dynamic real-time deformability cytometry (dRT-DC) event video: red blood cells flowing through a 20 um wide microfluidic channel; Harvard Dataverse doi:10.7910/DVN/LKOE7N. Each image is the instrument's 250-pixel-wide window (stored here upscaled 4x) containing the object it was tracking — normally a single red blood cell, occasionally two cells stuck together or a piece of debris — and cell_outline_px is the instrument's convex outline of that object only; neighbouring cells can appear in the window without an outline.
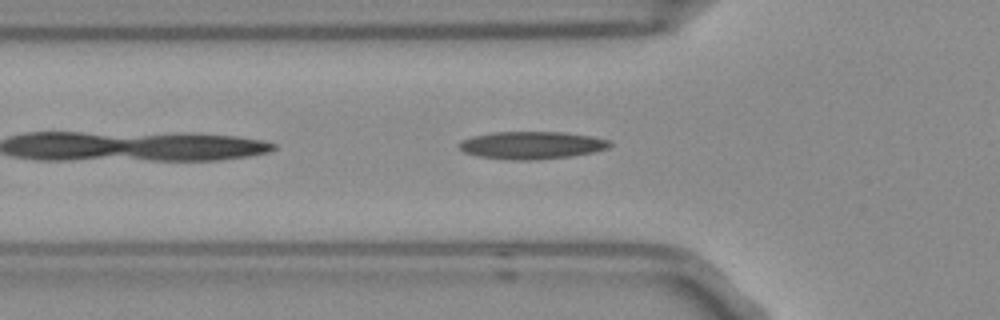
{"species": "Egyptian fruit bat (a non-hibernating species)", "species_latin": "Rousettus aegyptiacus", "temperature_condition": "room temperature", "stored_images_in_passage": 25, "camera_frame_rate_fps": 3000, "um_per_image_px": 0.085, "frame": {"image": 1, "passage_image": 4, "time_ms": 1.0, "image_size_px": [1000, 320], "cell_outline_px": [[612, 144], [608, 148], [596, 152], [572, 156], [536, 160], [512, 160], [480, 156], [464, 152], [460, 148], [460, 144], [464, 140], [472, 136], [492, 132], [564, 132], [592, 136], [608, 140]], "centroid_in_image_um": [45.25, 12.34], "position_along_channel_um": 80.5, "area_um2": 24.16}}
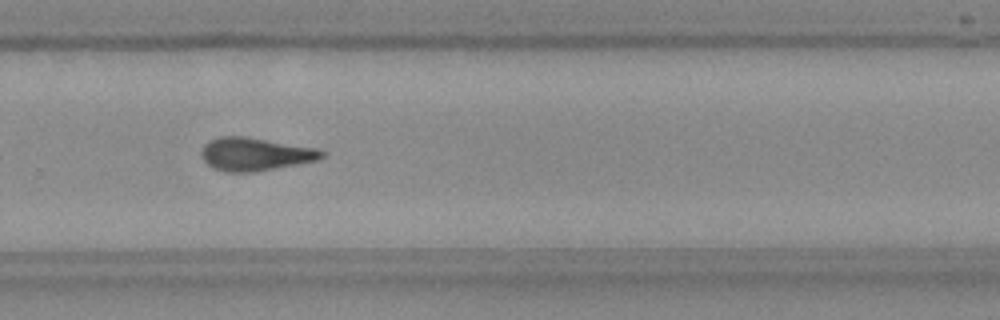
{"frame": {"image": 2, "passage_image": 22, "time_ms": 7.0, "image_size_px": [1000, 320], "cell_outline_px": [[328, 156], [316, 160], [296, 164], [252, 172], [228, 172], [216, 168], [208, 164], [204, 160], [200, 152], [204, 144], [208, 140], [220, 136], [244, 136], [320, 148], [328, 152]], "centroid_in_image_um": [21.74, 13.08], "position_along_channel_um": 308.1, "area_um2": 23.29}}